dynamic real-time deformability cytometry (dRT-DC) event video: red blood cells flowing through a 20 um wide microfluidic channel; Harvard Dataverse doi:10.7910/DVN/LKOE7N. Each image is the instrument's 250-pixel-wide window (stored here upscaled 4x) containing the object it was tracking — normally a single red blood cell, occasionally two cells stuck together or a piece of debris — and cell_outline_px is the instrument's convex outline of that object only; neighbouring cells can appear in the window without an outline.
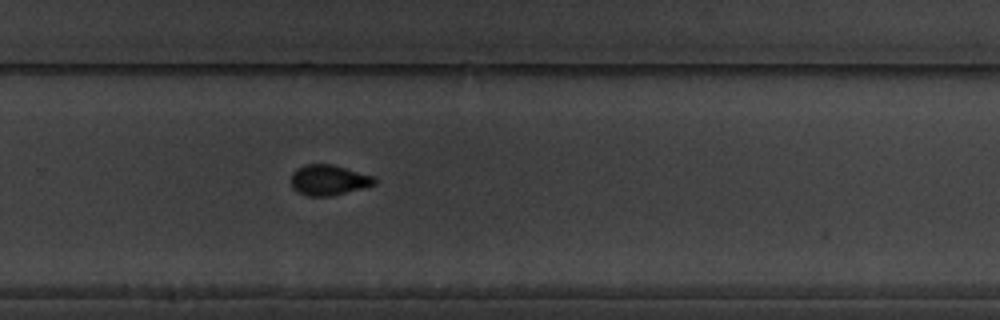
{"species": "common noctule bat (a hibernating species)", "species_latin": "Nyctalus noctula", "temperature_condition": "warm", "stored_images_in_passage": 11, "camera_frame_rate_fps": 3000, "um_per_image_px": 0.085, "animal": {"sex": "male", "body_mass_g": 19.5, "forearm_length_mm": 54.6}, "frame": {"image": 1, "passage_image": 11, "time_ms": 11.667, "image_size_px": [1000, 320], "cell_outline_px": [[376, 184], [332, 196], [308, 196], [296, 192], [292, 188], [292, 172], [296, 168], [304, 164], [332, 164], [376, 176]], "centroid_in_image_um": [27.93, 15.3], "position_along_channel_um": 301.9, "area_um2": 14.97}}